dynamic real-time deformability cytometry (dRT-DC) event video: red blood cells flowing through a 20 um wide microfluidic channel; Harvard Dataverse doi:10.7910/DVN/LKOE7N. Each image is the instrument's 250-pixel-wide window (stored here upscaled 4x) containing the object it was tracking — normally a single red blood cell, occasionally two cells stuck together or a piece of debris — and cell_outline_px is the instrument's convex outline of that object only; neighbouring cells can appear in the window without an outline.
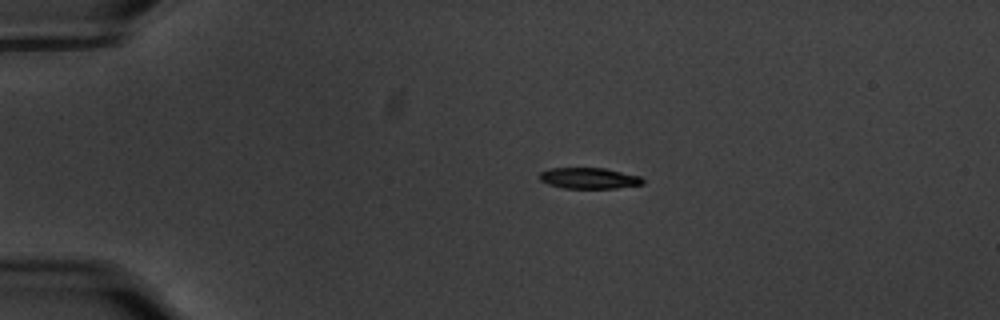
{"species": "common noctule bat (a hibernating species)", "species_latin": "Nyctalus noctula", "temperature_condition": "warm", "stored_images_in_passage": 46, "camera_frame_rate_fps": 3000, "um_per_image_px": 0.085, "animal": {"sex": "male", "body_mass_g": 20.1, "forearm_length_mm": 53.5}, "frame": {"image": 1, "passage_image": 1, "time_ms": 0.0, "image_size_px": [1000, 320], "cell_outline_px": [[644, 184], [616, 188], [564, 188], [548, 184], [540, 180], [540, 172], [548, 168], [604, 168], [640, 176], [644, 180]], "centroid_in_image_um": [50.07, 15.14], "position_along_channel_um": 34.9, "area_um2": 12.6}}
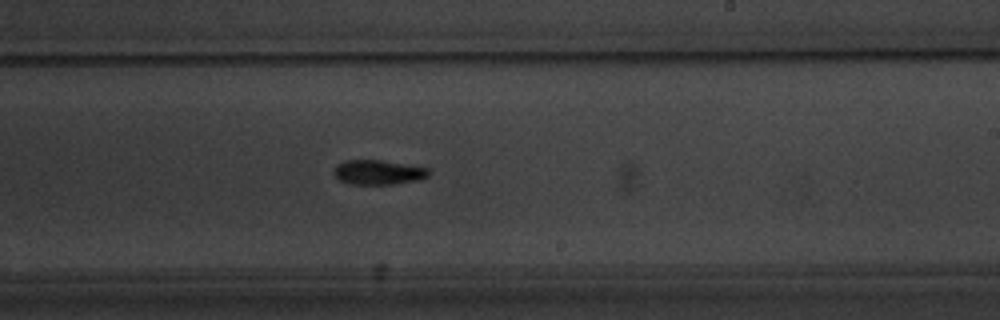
{"frame": {"image": 2, "passage_image": 24, "time_ms": 7.667, "image_size_px": [1000, 320], "cell_outline_px": [[428, 176], [420, 180], [392, 184], [348, 184], [340, 180], [332, 172], [336, 164], [344, 160], [380, 160], [428, 168]], "centroid_in_image_um": [32.1, 14.64], "position_along_channel_um": 256.9, "area_um2": 13.58}}
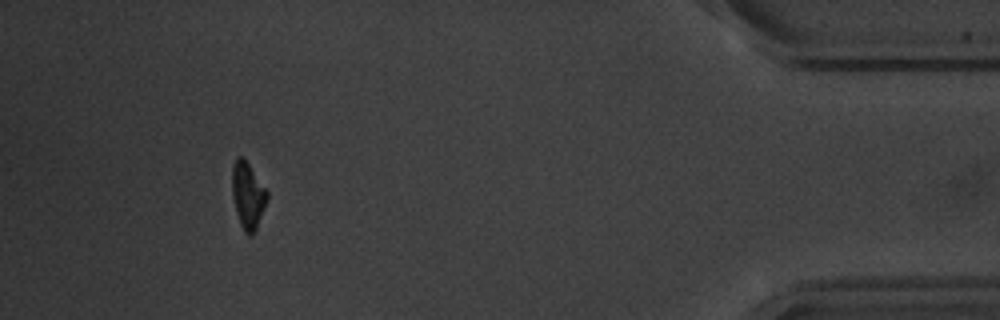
{"frame": {"image": 3, "passage_image": 42, "time_ms": 13.667, "image_size_px": [1000, 320], "cell_outline_px": [[268, 200], [256, 228], [252, 236], [248, 236], [244, 232], [240, 224], [236, 212], [232, 196], [232, 168], [236, 156], [244, 156], [268, 192]], "centroid_in_image_um": [21.06, 16.59], "position_along_channel_um": 414.1, "area_um2": 13.76}, "authors_computed_cell_mechanics": {"area_um2": 13.7275, "velocity_mm_per_s": 3.5453, "shape_relaxation_time_tau1_ms": 2.794, "shape_relaxation_time_tau2_ms": null, "deformation_change_tau1": 0.157, "deformation_change_tau2": null}}